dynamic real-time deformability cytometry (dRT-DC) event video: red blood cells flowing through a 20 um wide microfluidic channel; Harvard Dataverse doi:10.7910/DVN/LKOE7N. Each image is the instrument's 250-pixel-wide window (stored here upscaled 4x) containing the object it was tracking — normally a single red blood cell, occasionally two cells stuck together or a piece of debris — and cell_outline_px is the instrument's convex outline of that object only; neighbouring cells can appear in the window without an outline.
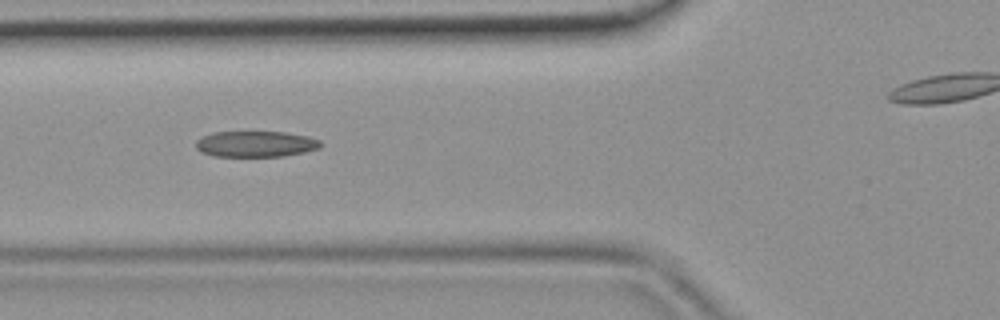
{"species": "common noctule bat (a hibernating species)", "species_latin": "Nyctalus noctula", "temperature_condition": "room temperature", "stored_images_in_passage": 32, "camera_frame_rate_fps": 3000, "um_per_image_px": 0.085, "animal": {"sex": "female", "body_mass_g": 19.9}, "frame": {"image": 1, "passage_image": 10, "time_ms": 3.0, "image_size_px": [1000, 320], "cell_outline_px": [[320, 148], [304, 152], [280, 156], [212, 156], [200, 152], [196, 148], [196, 140], [212, 132], [284, 132], [308, 136], [320, 140]], "centroid_in_image_um": [21.71, 12.24], "position_along_channel_um": 104.1, "area_um2": 18.79}}
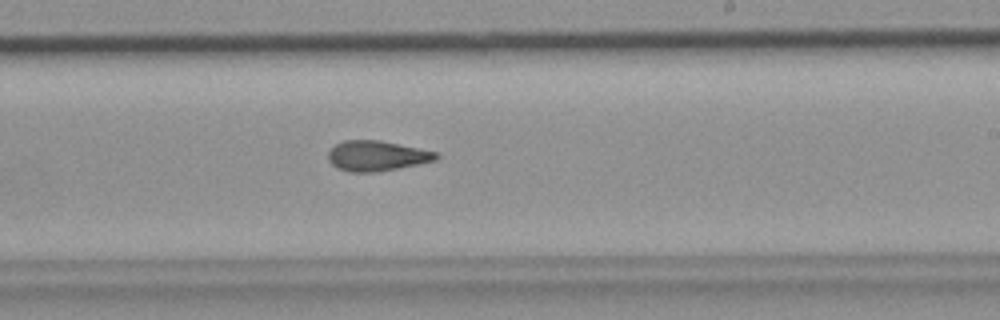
{"frame": {"image": 2, "passage_image": 20, "time_ms": 6.333, "image_size_px": [1000, 320], "cell_outline_px": [[440, 156], [436, 160], [396, 168], [372, 172], [352, 172], [336, 168], [328, 160], [328, 152], [336, 144], [344, 140], [380, 140], [436, 152]], "centroid_in_image_um": [31.99, 13.24], "position_along_channel_um": 257.0, "area_um2": 18.73}}
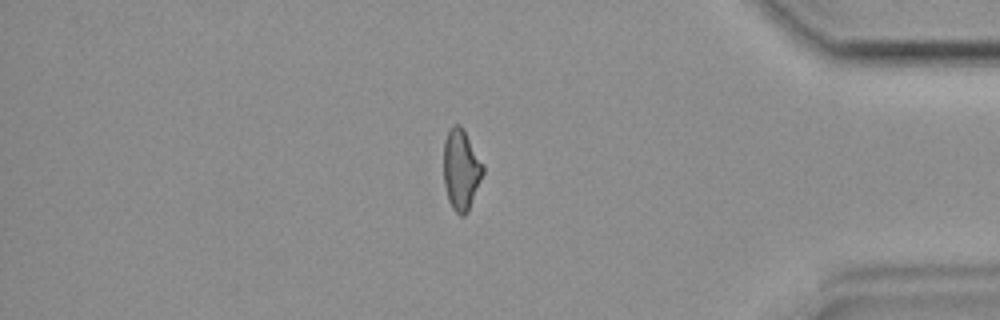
{"frame": {"image": 3, "passage_image": 31, "time_ms": 10.0, "image_size_px": [1000, 320], "cell_outline_px": [[484, 172], [468, 212], [464, 216], [460, 216], [452, 208], [448, 200], [444, 184], [444, 140], [452, 124], [460, 124], [484, 164]], "centroid_in_image_um": [39.19, 14.43], "position_along_channel_um": 396.0, "area_um2": 18.55}}